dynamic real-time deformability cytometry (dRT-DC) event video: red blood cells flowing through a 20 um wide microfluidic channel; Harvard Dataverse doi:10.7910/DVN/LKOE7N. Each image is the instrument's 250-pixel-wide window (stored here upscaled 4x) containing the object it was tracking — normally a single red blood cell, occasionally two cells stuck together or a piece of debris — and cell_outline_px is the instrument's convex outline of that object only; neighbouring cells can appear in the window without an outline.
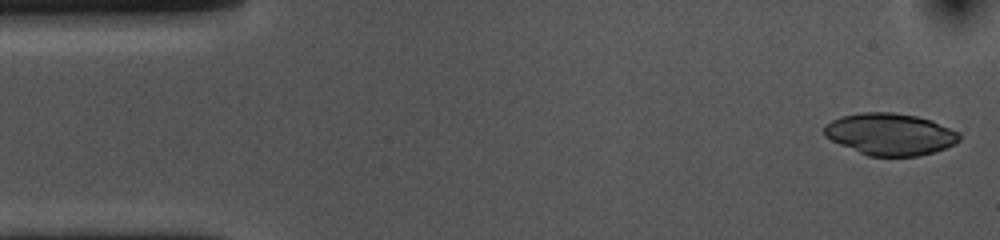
{"species": "common noctule bat (a hibernating species)", "species_latin": "Nyctalus noctula", "temperature_condition": "cold", "stored_images_in_passage": 53, "camera_frame_rate_fps": 3000, "um_per_image_px": 0.085, "animal": {"sex": "female", "body_mass_g": 10.0, "forearm_length_mm": 53.1}, "frame": {"image": 1, "passage_image": 1, "time_ms": 0.0, "image_size_px": [1000, 240], "cell_outline_px": [[960, 140], [936, 152], [916, 156], [868, 156], [840, 144], [824, 136], [824, 124], [840, 116], [864, 112], [892, 112], [916, 116], [932, 120], [960, 132]], "centroid_in_image_um": [75.66, 11.4], "position_along_channel_um": 9.3, "area_um2": 33.0}}